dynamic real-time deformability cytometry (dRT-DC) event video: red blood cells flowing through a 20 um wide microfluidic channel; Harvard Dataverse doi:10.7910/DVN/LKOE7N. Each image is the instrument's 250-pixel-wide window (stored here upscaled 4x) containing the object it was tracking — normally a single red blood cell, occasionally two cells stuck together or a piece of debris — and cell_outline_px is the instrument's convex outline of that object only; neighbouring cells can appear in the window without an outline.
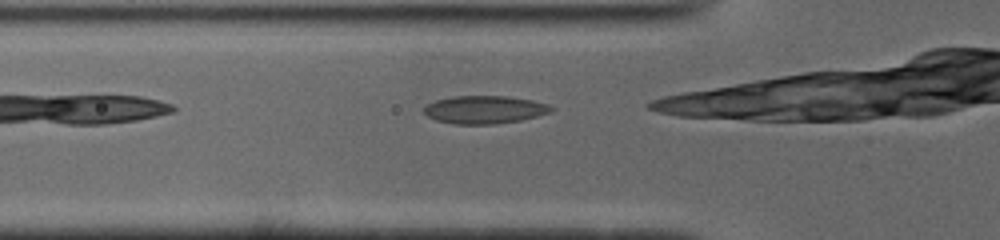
{"species": "common noctule bat (a hibernating species)", "species_latin": "Nyctalus noctula", "temperature_condition": "cold", "stored_images_in_passage": 32, "camera_frame_rate_fps": 3000, "um_per_image_px": 0.085, "animal": {"sex": "male", "body_mass_g": 19.0, "forearm_length_mm": 50.8}, "frame": {"image": 1, "passage_image": 2, "time_ms": 0.333, "image_size_px": [1000, 240], "cell_outline_px": [[556, 108], [552, 112], [520, 120], [492, 124], [456, 124], [436, 120], [428, 116], [424, 112], [424, 108], [428, 104], [436, 100], [452, 96], [504, 96], [532, 100], [548, 104]], "centroid_in_image_um": [41.21, 9.31], "position_along_channel_um": 84.6, "area_um2": 20.58}}
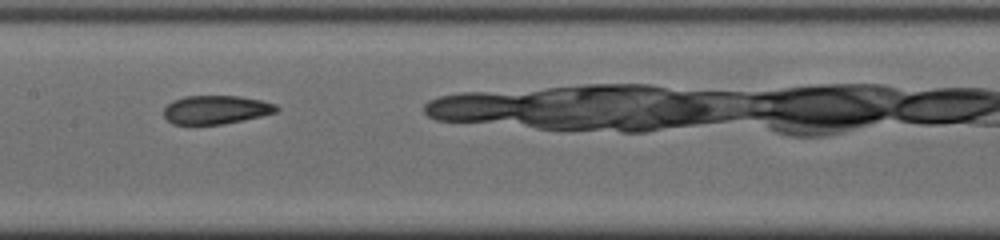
{"frame": {"image": 2, "passage_image": 10, "time_ms": 3.0, "image_size_px": [1000, 240], "cell_outline_px": [[280, 108], [276, 112], [260, 116], [224, 124], [172, 124], [164, 116], [164, 108], [172, 100], [184, 96], [240, 96], [260, 100], [276, 104]], "centroid_in_image_um": [18.35, 9.32], "position_along_channel_um": 189.1, "area_um2": 18.73}}
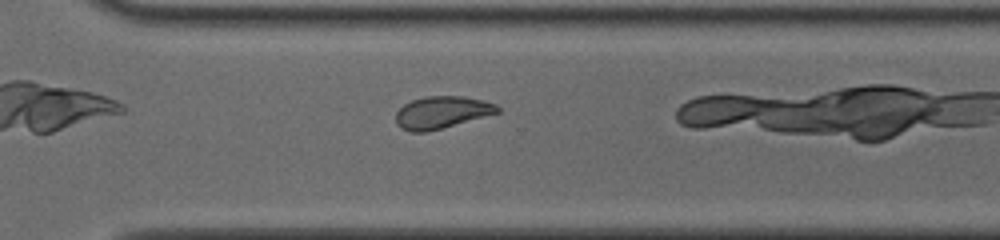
{"frame": {"image": 3, "passage_image": 21, "time_ms": 6.667, "image_size_px": [1000, 240], "cell_outline_px": [[500, 112], [428, 132], [412, 132], [400, 128], [396, 124], [396, 112], [404, 104], [412, 100], [428, 96], [464, 96], [496, 104], [500, 108]], "centroid_in_image_um": [37.53, 9.56], "position_along_channel_um": 333.1, "area_um2": 19.02}}